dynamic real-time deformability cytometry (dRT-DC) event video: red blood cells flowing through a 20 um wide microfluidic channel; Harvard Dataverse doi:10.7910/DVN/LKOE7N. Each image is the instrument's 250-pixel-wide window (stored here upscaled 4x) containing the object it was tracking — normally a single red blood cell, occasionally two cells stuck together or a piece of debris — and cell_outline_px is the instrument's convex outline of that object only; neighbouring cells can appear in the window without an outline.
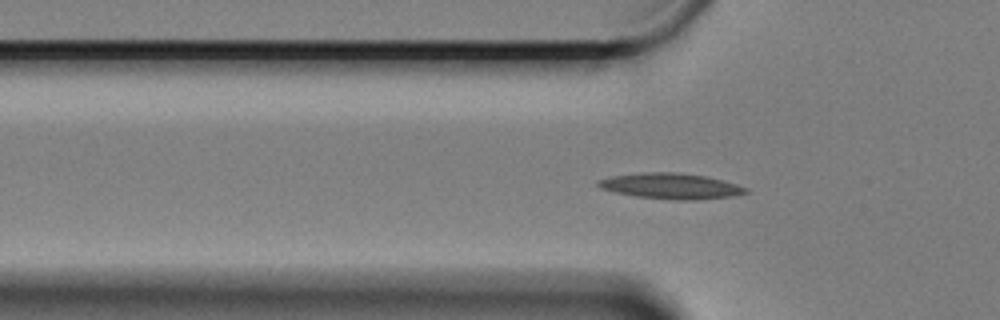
{"species": "Egyptian fruit bat (a non-hibernating species)", "species_latin": "Rousettus aegyptiacus", "temperature_condition": "cold", "stored_images_in_passage": 53, "camera_frame_rate_fps": 3000, "um_per_image_px": 0.085, "animal": {"sex": "female"}, "frame": {"image": 1, "passage_image": 17, "time_ms": 5.333, "image_size_px": [1000, 320], "cell_outline_px": [[748, 192], [732, 196], [692, 200], [676, 200], [636, 196], [616, 192], [600, 188], [596, 184], [596, 180], [612, 176], [640, 172], [676, 172], [704, 176], [736, 184], [748, 188]], "centroid_in_image_um": [56.98, 15.81], "position_along_channel_um": 68.8, "area_um2": 21.91}}
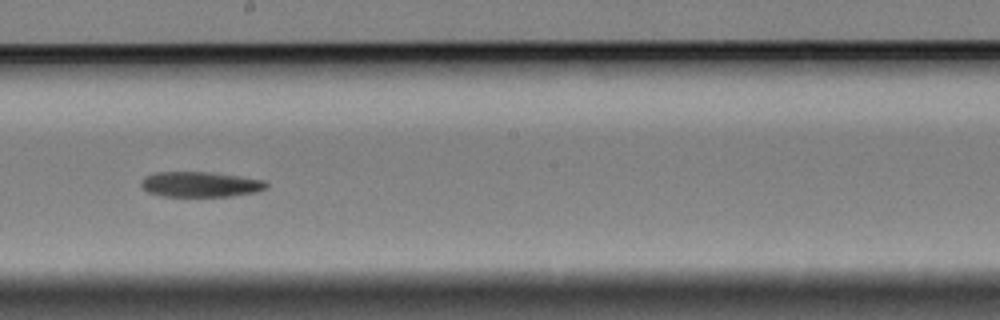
{"frame": {"image": 2, "passage_image": 32, "time_ms": 10.333, "image_size_px": [1000, 320], "cell_outline_px": [[268, 188], [256, 192], [232, 196], [160, 196], [148, 192], [140, 184], [140, 180], [144, 176], [156, 172], [208, 172], [240, 176], [264, 180], [268, 184]], "centroid_in_image_um": [17.02, 15.67], "position_along_channel_um": 231.2, "area_um2": 18.55}}
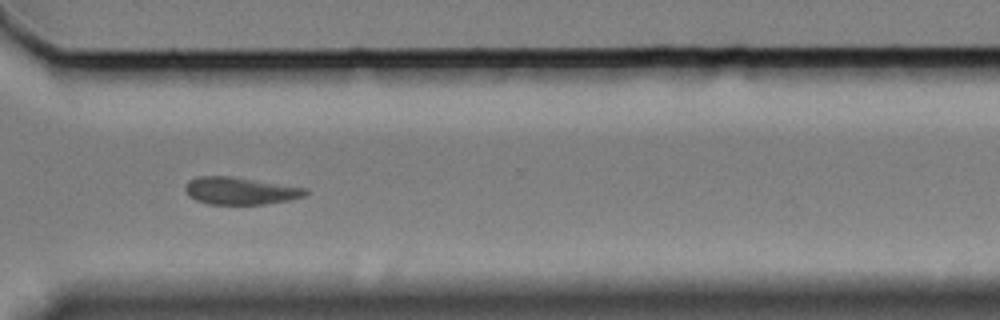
{"frame": {"image": 3, "passage_image": 43, "time_ms": 14.0, "image_size_px": [1000, 320], "cell_outline_px": [[308, 192], [304, 196], [288, 200], [264, 204], [208, 204], [196, 200], [188, 196], [184, 188], [188, 180], [196, 176], [228, 176], [308, 188]], "centroid_in_image_um": [20.38, 16.22], "position_along_channel_um": 350.2, "area_um2": 19.07}, "authors_computed_cell_mechanics": {"area_um2": 19.4786, "velocity_mm_per_s": 3.2448, "shape_relaxation_time_tau1_ms": 4.5762, "shape_relaxation_time_tau2_ms": null, "deformation_change_tau1": 0.1019, "deformation_change_tau2": null}}